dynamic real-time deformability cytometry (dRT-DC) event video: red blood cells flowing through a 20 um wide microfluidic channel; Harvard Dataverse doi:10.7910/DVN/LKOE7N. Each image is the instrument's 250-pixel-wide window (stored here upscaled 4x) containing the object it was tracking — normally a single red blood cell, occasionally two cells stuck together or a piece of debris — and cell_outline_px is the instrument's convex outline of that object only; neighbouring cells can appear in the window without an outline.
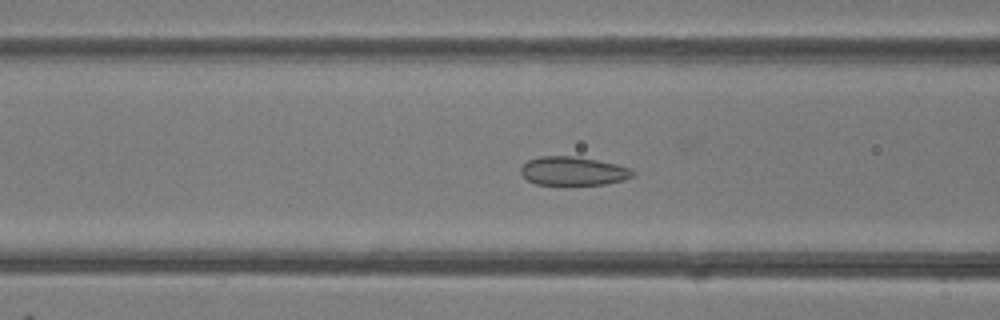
{"species": "common noctule bat (a hibernating species)", "species_latin": "Nyctalus noctula", "temperature_condition": "room temperature", "stored_images_in_passage": 48, "camera_frame_rate_fps": 3000, "um_per_image_px": 0.085, "animal": {"sex": "female"}, "frame": {"image": 1, "passage_image": 19, "time_ms": 6.0, "image_size_px": [1000, 320], "cell_outline_px": [[636, 172], [632, 176], [624, 180], [608, 184], [536, 184], [528, 180], [520, 172], [520, 168], [528, 160], [540, 156], [576, 156], [616, 164], [632, 168]], "centroid_in_image_um": [48.75, 14.53], "position_along_channel_um": 117.9, "area_um2": 18.67}}
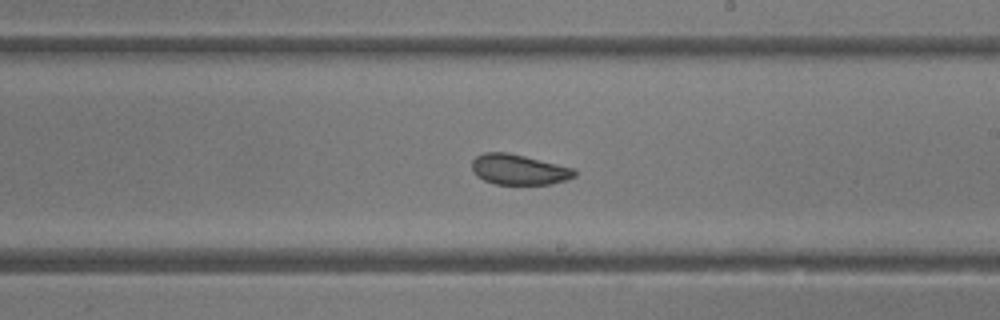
{"frame": {"image": 2, "passage_image": 28, "time_ms": 9.0, "image_size_px": [1000, 320], "cell_outline_px": [[576, 176], [552, 184], [496, 184], [484, 180], [476, 176], [472, 168], [472, 160], [476, 156], [484, 152], [508, 152], [576, 168]], "centroid_in_image_um": [44.11, 14.4], "position_along_channel_um": 244.9, "area_um2": 18.26}}
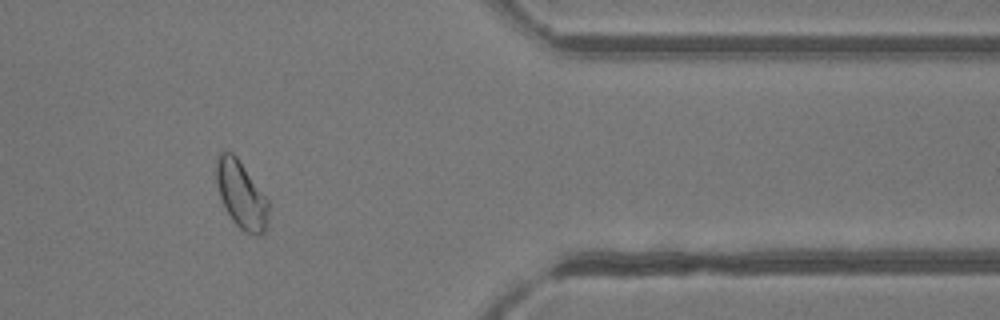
{"frame": {"image": 3, "passage_image": 40, "time_ms": 13.0, "image_size_px": [1000, 320], "cell_outline_px": [[268, 220], [264, 232], [260, 236], [256, 236], [244, 232], [232, 220], [220, 196], [216, 184], [216, 156], [220, 152], [232, 152], [236, 156], [268, 200]], "centroid_in_image_um": [20.5, 16.57], "position_along_channel_um": 390.9, "area_um2": 20.29}, "authors_computed_cell_mechanics": {"area_um2": 20.3745, "velocity_mm_per_s": 4.2343, "shape_relaxation_time_tau1_ms": null, "shape_relaxation_time_tau2_ms": 0.9656, "deformation_change_tau1": null, "deformation_change_tau2": 0.0587}}